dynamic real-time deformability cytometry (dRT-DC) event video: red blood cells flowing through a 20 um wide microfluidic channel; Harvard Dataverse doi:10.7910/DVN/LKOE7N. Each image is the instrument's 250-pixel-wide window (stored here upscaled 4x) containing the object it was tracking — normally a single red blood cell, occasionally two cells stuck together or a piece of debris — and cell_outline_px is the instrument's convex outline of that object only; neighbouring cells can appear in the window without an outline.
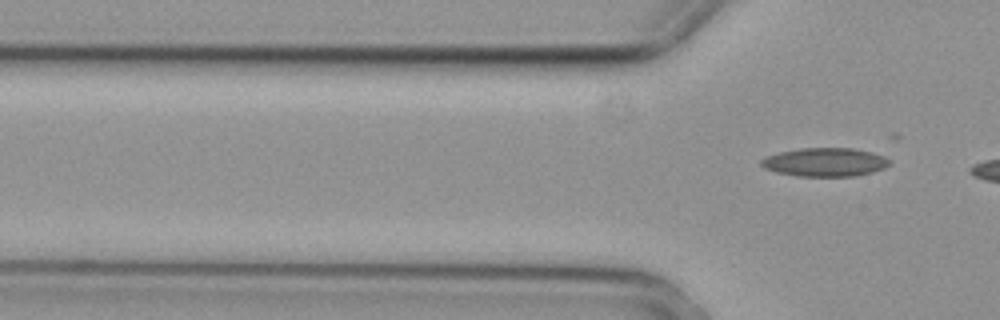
{"species": "common noctule bat (a hibernating species)", "species_latin": "Nyctalus noctula", "temperature_condition": "cold", "stored_images_in_passage": 3, "segment_of_instrument_passage": [2, 2], "camera_frame_rate_fps": 3000, "um_per_image_px": 0.085, "animal": {"sex": "female", "body_mass_g": 29.2, "forearm_length_mm": 56.3}, "frame": {"image": 1, "passage_image": 3, "time_ms": 0.667, "image_size_px": [1000, 320], "cell_outline_px": [[892, 164], [884, 168], [872, 172], [856, 176], [800, 176], [776, 172], [764, 168], [760, 164], [760, 160], [764, 156], [780, 152], [800, 148], [852, 148], [872, 152], [884, 156], [892, 160]], "centroid_in_image_um": [70.14, 13.78], "position_along_channel_um": 55.7, "area_um2": 21.56}}